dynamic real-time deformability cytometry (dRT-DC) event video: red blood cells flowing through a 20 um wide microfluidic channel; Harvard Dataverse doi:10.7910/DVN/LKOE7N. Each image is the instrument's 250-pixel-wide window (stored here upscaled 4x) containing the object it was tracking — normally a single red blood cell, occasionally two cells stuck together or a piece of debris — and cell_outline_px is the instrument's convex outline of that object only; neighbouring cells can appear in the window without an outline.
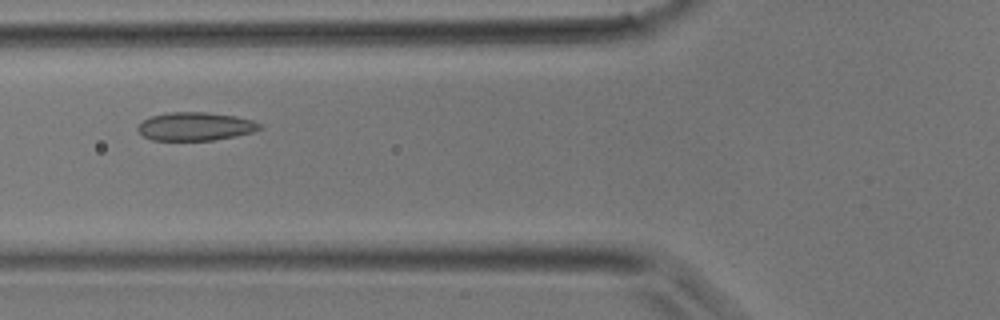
{"species": "common noctule bat (a hibernating species)", "species_latin": "Nyctalus noctula", "temperature_condition": "room temperature", "stored_images_in_passage": 38, "camera_frame_rate_fps": 3000, "um_per_image_px": 0.085, "animal": {"sex": "male", "body_mass_g": 17.9}, "frame": {"image": 1, "passage_image": 13, "time_ms": 4.0, "image_size_px": [1000, 320], "cell_outline_px": [[264, 128], [252, 132], [236, 136], [212, 140], [152, 140], [144, 136], [136, 128], [144, 120], [152, 116], [168, 112], [204, 112], [236, 116], [252, 120], [260, 124]], "centroid_in_image_um": [16.63, 10.74], "position_along_channel_um": 109.2, "area_um2": 20.0}}
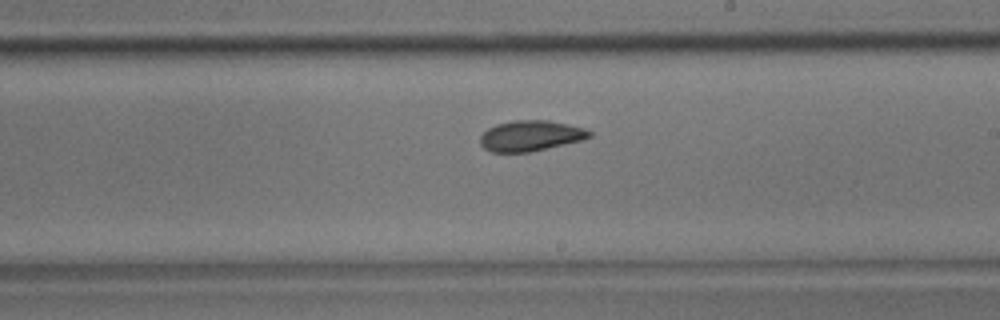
{"frame": {"image": 2, "passage_image": 21, "time_ms": 6.667, "image_size_px": [1000, 320], "cell_outline_px": [[592, 136], [580, 140], [564, 144], [528, 152], [492, 152], [484, 148], [480, 144], [480, 136], [488, 128], [496, 124], [512, 120], [548, 120], [568, 124], [584, 128], [592, 132]], "centroid_in_image_um": [45.07, 11.53], "position_along_channel_um": 243.9, "area_um2": 19.36}}
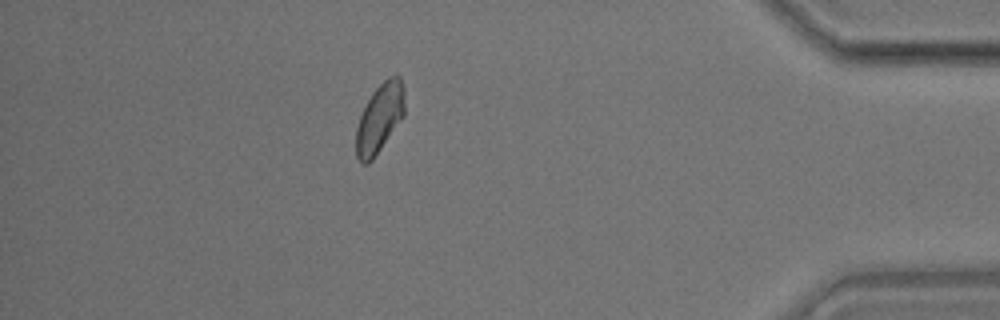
{"frame": {"image": 3, "passage_image": 33, "time_ms": 10.667, "image_size_px": [1000, 320], "cell_outline_px": [[404, 116], [372, 160], [368, 164], [364, 164], [356, 156], [356, 128], [360, 116], [372, 92], [388, 76], [396, 72], [400, 76], [404, 88]], "centroid_in_image_um": [32.29, 10.0], "position_along_channel_um": 402.9, "area_um2": 19.54}}